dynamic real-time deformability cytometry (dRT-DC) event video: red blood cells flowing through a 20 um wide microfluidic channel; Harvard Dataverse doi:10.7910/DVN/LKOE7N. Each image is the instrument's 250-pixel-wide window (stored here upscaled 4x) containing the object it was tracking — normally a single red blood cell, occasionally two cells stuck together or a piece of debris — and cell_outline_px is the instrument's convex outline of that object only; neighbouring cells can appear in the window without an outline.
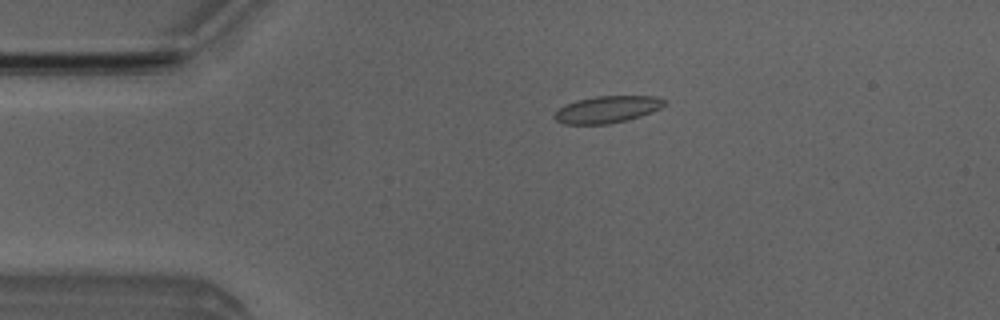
{"species": "Egyptian fruit bat (a non-hibernating species)", "species_latin": "Rousettus aegyptiacus", "temperature_condition": "room temperature", "stored_images_in_passage": 5, "camera_frame_rate_fps": 3000, "um_per_image_px": 0.085, "animal": {"sex": "male"}, "frame": {"image": 1, "passage_image": 4, "time_ms": 3.333, "image_size_px": [1000, 320], "cell_outline_px": [[668, 100], [660, 108], [652, 112], [628, 120], [608, 124], [564, 124], [556, 120], [552, 116], [564, 104], [576, 100], [596, 96], [656, 96]], "centroid_in_image_um": [51.61, 9.3], "position_along_channel_um": 33.4, "area_um2": 17.34}}